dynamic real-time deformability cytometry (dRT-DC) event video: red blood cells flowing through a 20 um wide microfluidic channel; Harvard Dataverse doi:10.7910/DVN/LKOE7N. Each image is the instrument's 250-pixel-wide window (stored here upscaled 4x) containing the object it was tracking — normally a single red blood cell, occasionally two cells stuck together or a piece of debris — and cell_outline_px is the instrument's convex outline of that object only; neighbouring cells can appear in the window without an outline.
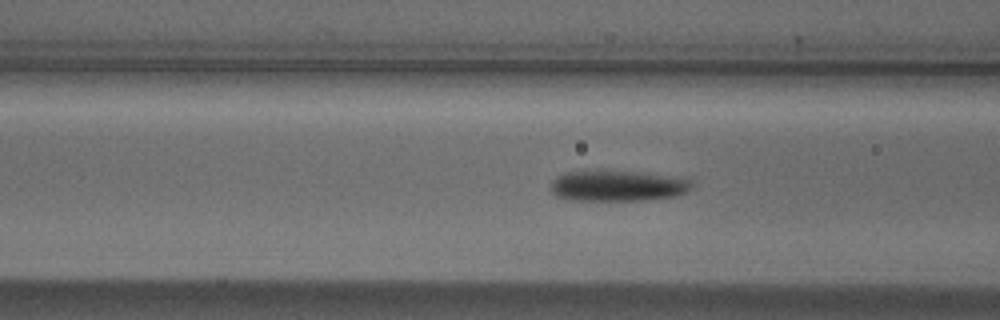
{"species": "Egyptian fruit bat (a non-hibernating species)", "species_latin": "Rousettus aegyptiacus", "temperature_condition": "cold", "stored_images_in_passage": 30, "camera_frame_rate_fps": 3000, "um_per_image_px": 0.085, "animal": {"sex": "male"}, "frame": {"image": 1, "passage_image": 4, "time_ms": 1.0, "image_size_px": [1000, 320], "cell_outline_px": [[692, 188], [676, 196], [640, 200], [572, 200], [556, 196], [552, 192], [552, 180], [556, 176], [568, 172], [632, 172], [692, 180]], "centroid_in_image_um": [52.46, 15.82], "position_along_channel_um": 114.1, "area_um2": 24.39}}
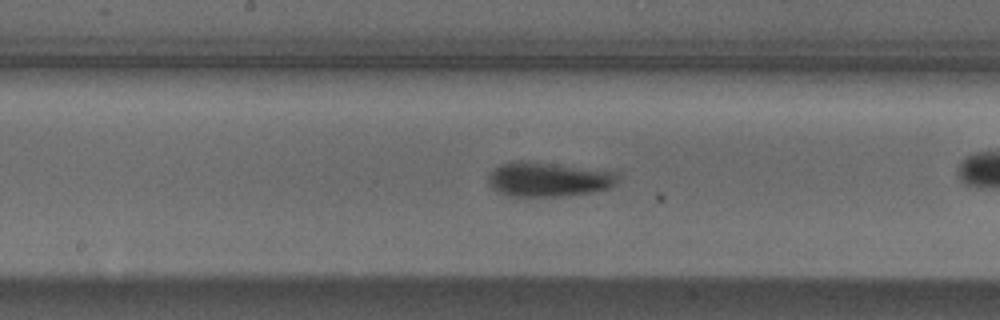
{"frame": {"image": 2, "passage_image": 11, "time_ms": 3.333, "image_size_px": [1000, 320], "cell_outline_px": [[620, 180], [616, 184], [608, 188], [592, 192], [564, 196], [512, 196], [500, 192], [492, 188], [488, 184], [488, 172], [492, 168], [500, 164], [520, 160], [620, 172]], "centroid_in_image_um": [46.62, 15.24], "position_along_channel_um": 201.6, "area_um2": 26.18}}
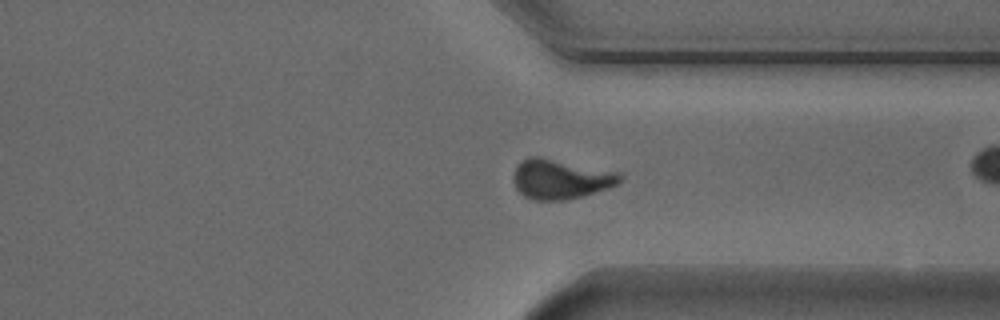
{"frame": {"image": 3, "passage_image": 24, "time_ms": 7.667, "image_size_px": [1000, 320], "cell_outline_px": [[624, 176], [616, 184], [608, 188], [584, 196], [568, 200], [532, 200], [524, 196], [516, 188], [512, 180], [512, 176], [516, 164], [520, 160], [528, 156], [540, 156], [624, 172]], "centroid_in_image_um": [47.65, 15.2], "position_along_channel_um": 363.7, "area_um2": 25.43}}